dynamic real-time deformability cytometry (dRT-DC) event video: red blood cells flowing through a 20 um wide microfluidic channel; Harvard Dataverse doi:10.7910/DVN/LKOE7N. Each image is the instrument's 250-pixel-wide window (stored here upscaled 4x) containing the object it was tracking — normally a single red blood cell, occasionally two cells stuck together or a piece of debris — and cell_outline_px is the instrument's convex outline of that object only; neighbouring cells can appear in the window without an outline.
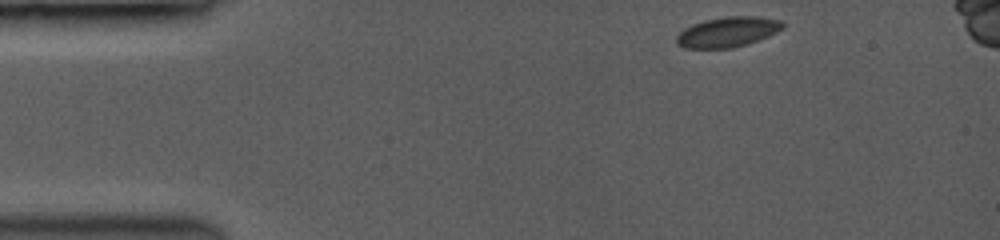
{"species": "common noctule bat (a hibernating species)", "species_latin": "Nyctalus noctula", "temperature_condition": "room temperature", "stored_images_in_passage": 11, "camera_frame_rate_fps": 3500, "um_per_image_px": 0.085, "animal": {"sex": "female", "body_mass_g": 19.0, "forearm_length_mm": 53.3}, "frame": {"image": 1, "passage_image": 1, "time_ms": 0.0, "image_size_px": [1000, 240], "cell_outline_px": [[784, 24], [780, 28], [756, 40], [744, 44], [728, 48], [684, 48], [676, 40], [676, 36], [684, 28], [708, 20], [728, 16], [756, 16], [780, 20]], "centroid_in_image_um": [61.8, 2.71], "position_along_channel_um": 23.2, "area_um2": 17.8}}
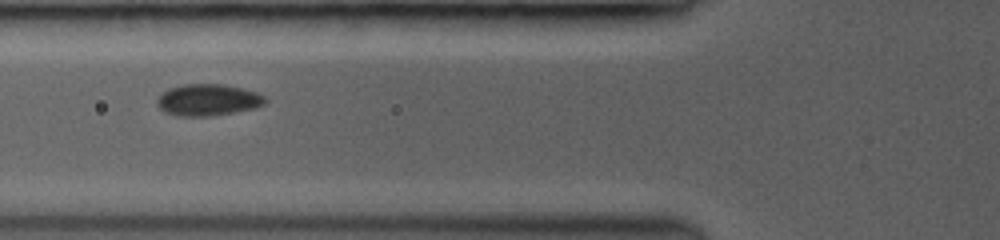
{"frame": {"image": 2, "passage_image": 8, "time_ms": 2.0, "image_size_px": [1000, 240], "cell_outline_px": [[264, 104], [252, 108], [232, 112], [208, 116], [184, 116], [168, 112], [160, 108], [160, 96], [164, 92], [172, 88], [184, 84], [224, 84], [240, 88], [252, 92], [260, 96], [264, 100]], "centroid_in_image_um": [17.67, 8.48], "position_along_channel_um": 108.1, "area_um2": 18.84}}
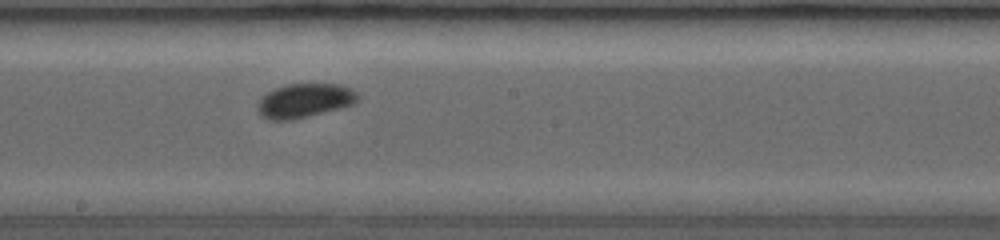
{"frame": {"image": 3, "passage_image": 11, "time_ms": 2.857, "image_size_px": [1000, 240], "cell_outline_px": [[356, 100], [352, 104], [292, 120], [272, 120], [264, 116], [260, 112], [260, 100], [268, 92], [276, 88], [288, 84], [340, 84], [356, 92]], "centroid_in_image_um": [25.89, 8.54], "position_along_channel_um": 222.3, "area_um2": 19.02}}